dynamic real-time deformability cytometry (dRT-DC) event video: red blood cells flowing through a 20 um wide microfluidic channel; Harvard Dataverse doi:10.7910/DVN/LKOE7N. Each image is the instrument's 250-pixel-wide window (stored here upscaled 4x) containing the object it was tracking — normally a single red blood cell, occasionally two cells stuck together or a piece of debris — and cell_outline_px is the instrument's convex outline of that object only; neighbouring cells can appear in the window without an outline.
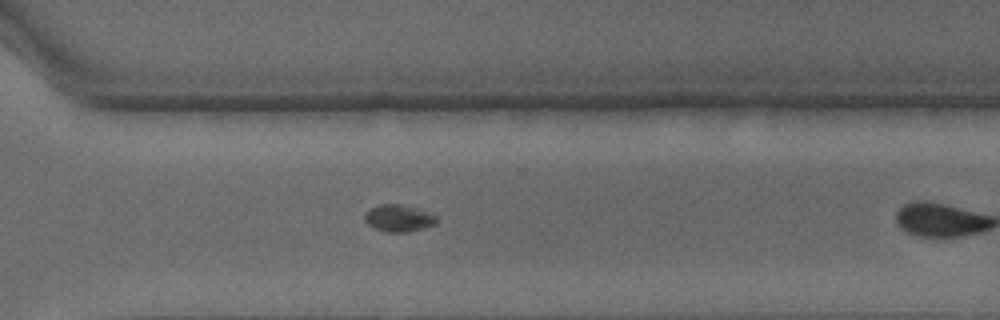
{"species": "common noctule bat (a hibernating species)", "species_latin": "Nyctalus noctula", "temperature_condition": "warm", "stored_images_in_passage": 34, "segment_of_instrument_passage": [2, 2], "camera_frame_rate_fps": 3000, "um_per_image_px": 0.085, "animal": {"sex": "male", "body_mass_g": 15.6}, "frame": {"image": 1, "passage_image": 30, "time_ms": 9.667, "image_size_px": [1000, 320], "cell_outline_px": [[436, 224], [424, 228], [408, 232], [384, 232], [368, 224], [364, 220], [364, 212], [380, 204], [408, 204], [436, 216]], "centroid_in_image_um": [33.88, 18.54], "position_along_channel_um": 336.7, "area_um2": 11.39}}
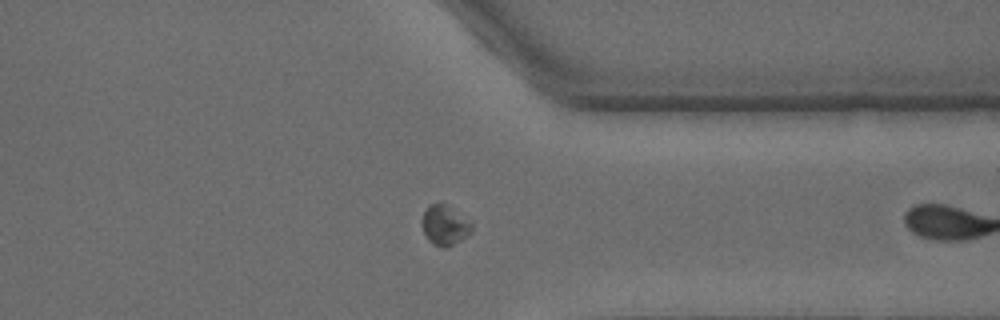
{"frame": {"image": 2, "passage_image": 33, "time_ms": 10.667, "image_size_px": [1000, 320], "cell_outline_px": [[472, 232], [460, 240], [444, 248], [440, 248], [432, 244], [428, 240], [420, 224], [424, 208], [428, 204], [444, 204], [472, 224]], "centroid_in_image_um": [37.73, 19.17], "position_along_channel_um": 373.7, "area_um2": 11.39}}